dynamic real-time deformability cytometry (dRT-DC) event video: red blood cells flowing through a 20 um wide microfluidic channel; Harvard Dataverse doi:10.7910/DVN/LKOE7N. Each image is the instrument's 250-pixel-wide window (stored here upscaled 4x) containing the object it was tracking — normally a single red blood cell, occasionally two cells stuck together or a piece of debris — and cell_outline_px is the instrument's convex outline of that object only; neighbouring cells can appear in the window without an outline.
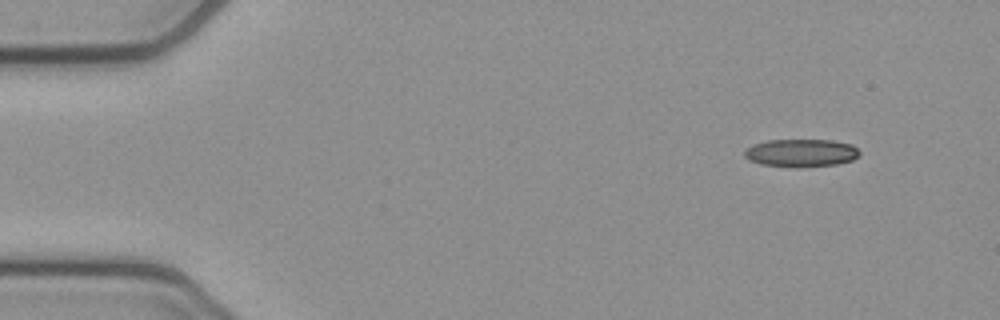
{"species": "common noctule bat (a hibernating species)", "species_latin": "Nyctalus noctula", "temperature_condition": "cold", "stored_images_in_passage": 49, "camera_frame_rate_fps": 3000, "um_per_image_px": 0.085, "animal": {"sex": "female", "body_mass_g": 21.9}, "frame": {"image": 1, "passage_image": 1, "time_ms": 0.0, "image_size_px": [1000, 320], "cell_outline_px": [[860, 156], [852, 160], [836, 164], [760, 164], [748, 160], [744, 156], [744, 148], [752, 144], [768, 140], [832, 140], [852, 144], [860, 152]], "centroid_in_image_um": [68.08, 12.94], "position_along_channel_um": 16.9, "area_um2": 17.86}}
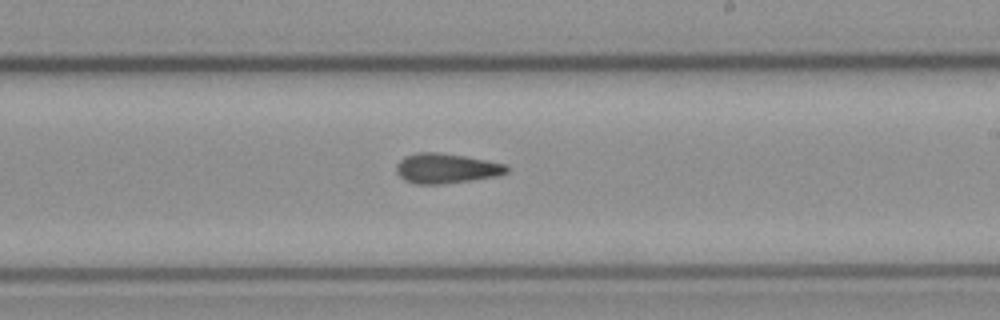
{"frame": {"image": 2, "passage_image": 27, "time_ms": 8.667, "image_size_px": [1000, 320], "cell_outline_px": [[508, 172], [500, 176], [444, 184], [412, 184], [404, 180], [396, 172], [396, 164], [404, 156], [416, 152], [436, 152], [464, 156], [508, 164]], "centroid_in_image_um": [37.93, 14.32], "position_along_channel_um": 251.1, "area_um2": 19.54}}
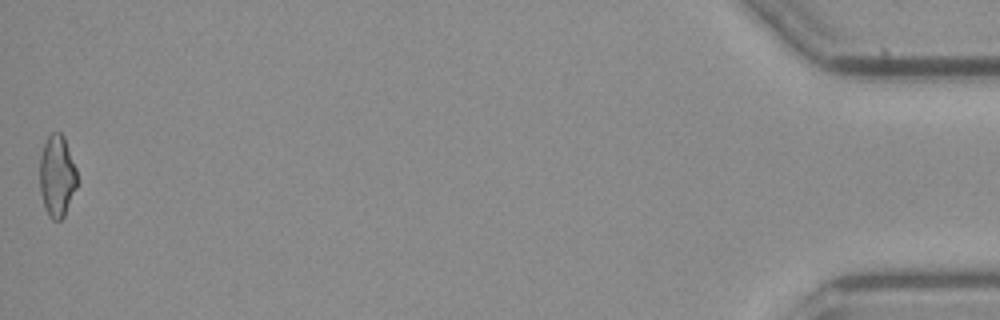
{"frame": {"image": 3, "passage_image": 49, "time_ms": 16.0, "image_size_px": [1000, 320], "cell_outline_px": [[76, 188], [64, 216], [60, 220], [52, 220], [48, 216], [44, 208], [40, 192], [40, 156], [44, 144], [48, 136], [52, 132], [60, 132], [64, 136], [76, 168]], "centroid_in_image_um": [4.83, 14.97], "position_along_channel_um": 430.4, "area_um2": 17.8}, "authors_computed_cell_mechanics": {"area_um2": 18.8428, "velocity_mm_per_s": 3.8356, "shape_relaxation_time_tau1_ms": null, "shape_relaxation_time_tau2_ms": 10.941, "deformation_change_tau1": null, "deformation_change_tau2": 0.239}}